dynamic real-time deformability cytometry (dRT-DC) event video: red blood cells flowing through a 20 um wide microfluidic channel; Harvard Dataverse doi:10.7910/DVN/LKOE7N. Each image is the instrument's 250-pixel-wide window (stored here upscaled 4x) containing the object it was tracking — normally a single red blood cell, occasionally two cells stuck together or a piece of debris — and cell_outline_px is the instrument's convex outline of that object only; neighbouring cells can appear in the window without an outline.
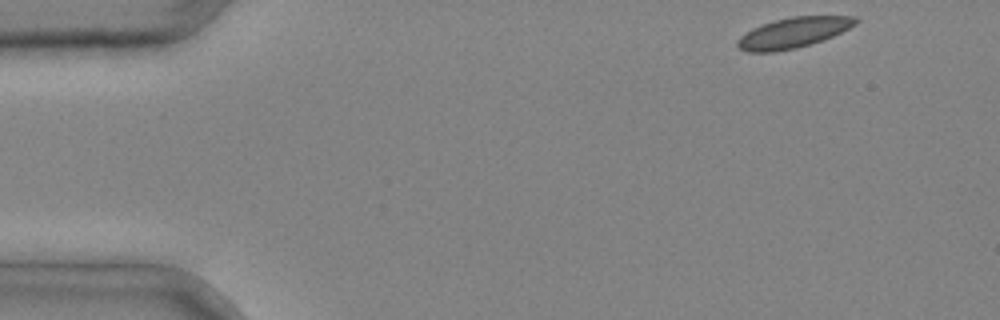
{"species": "common noctule bat (a hibernating species)", "species_latin": "Nyctalus noctula", "temperature_condition": "cold", "stored_images_in_passage": 4, "segment_of_instrument_passage": [1, 2], "camera_frame_rate_fps": 3000, "um_per_image_px": 0.085, "animal": {"sex": "male", "body_mass_g": 20.4}, "frame": {"image": 1, "passage_image": 1, "time_ms": 0.0, "image_size_px": [1000, 320], "cell_outline_px": [[860, 20], [856, 24], [832, 36], [812, 44], [796, 48], [772, 52], [748, 52], [740, 48], [736, 44], [736, 40], [740, 36], [752, 28], [776, 20], [792, 16], [856, 16]], "centroid_in_image_um": [67.43, 2.78], "position_along_channel_um": 17.6, "area_um2": 20.81}}
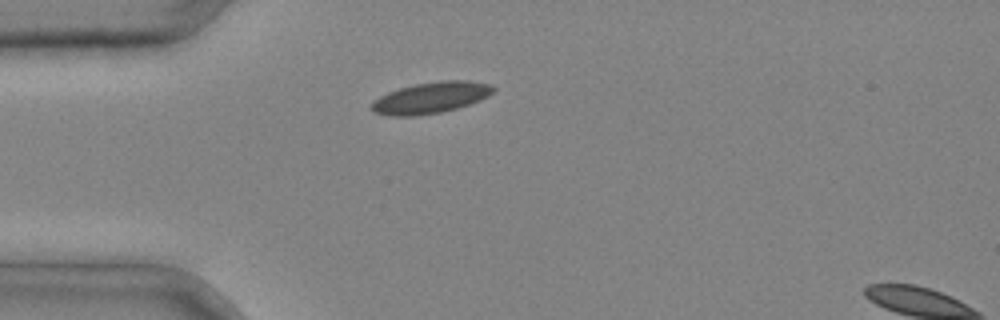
{"frame": {"image": 2, "passage_image": 3, "time_ms": 0.667, "image_size_px": [1000, 320], "cell_outline_px": [[496, 88], [488, 96], [480, 100], [456, 108], [440, 112], [416, 116], [388, 116], [372, 112], [372, 104], [380, 96], [388, 92], [400, 88], [416, 84], [440, 80], [464, 80], [492, 84]], "centroid_in_image_um": [36.63, 8.3], "position_along_channel_um": 48.4, "area_um2": 22.02}}